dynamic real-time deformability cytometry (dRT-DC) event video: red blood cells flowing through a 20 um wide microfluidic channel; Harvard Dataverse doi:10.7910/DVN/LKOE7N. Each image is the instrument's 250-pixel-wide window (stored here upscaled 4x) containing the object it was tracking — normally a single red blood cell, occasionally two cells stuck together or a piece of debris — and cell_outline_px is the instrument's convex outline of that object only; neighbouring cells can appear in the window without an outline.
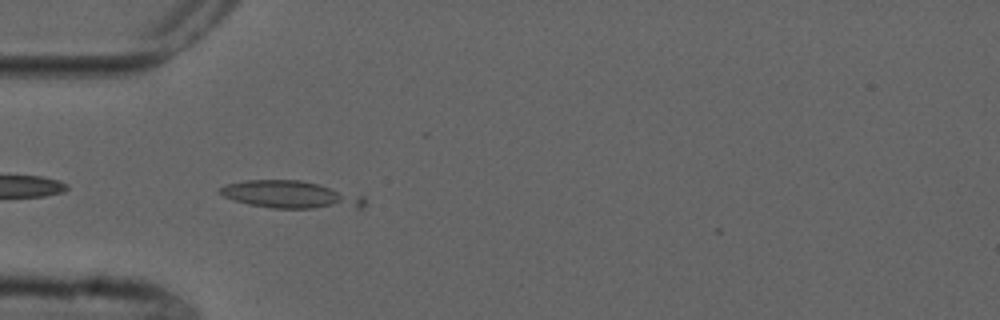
{"species": "common noctule bat (a hibernating species)", "species_latin": "Nyctalus noctula", "temperature_condition": "cold", "stored_images_in_passage": 4, "camera_frame_rate_fps": 3000, "um_per_image_px": 0.085, "animal": {"sex": "male", "forearm_length_mm": 52.5}, "frame": {"image": 1, "passage_image": 3, "time_ms": 2.333, "image_size_px": [1000, 320], "cell_outline_px": [[368, 204], [364, 208], [272, 208], [248, 204], [232, 200], [224, 196], [220, 192], [220, 188], [228, 184], [244, 180], [300, 180], [364, 196], [368, 200]], "centroid_in_image_um": [24.75, 16.57], "position_along_channel_um": 60.2, "area_um2": 23.06}}